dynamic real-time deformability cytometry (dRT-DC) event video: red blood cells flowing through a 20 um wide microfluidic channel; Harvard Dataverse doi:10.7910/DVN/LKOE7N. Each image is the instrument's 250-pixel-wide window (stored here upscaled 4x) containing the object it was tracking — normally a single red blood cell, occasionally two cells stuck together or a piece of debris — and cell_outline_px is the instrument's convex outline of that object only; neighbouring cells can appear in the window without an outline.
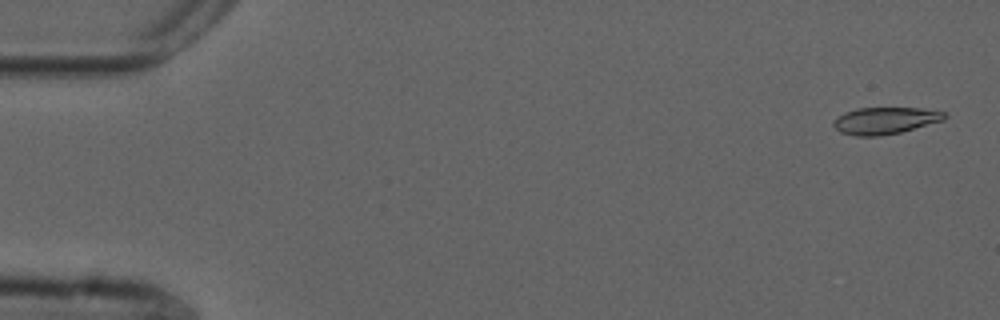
{"species": "common noctule bat (a hibernating species)", "species_latin": "Nyctalus noctula", "temperature_condition": "cold", "stored_images_in_passage": 25, "camera_frame_rate_fps": 3000, "um_per_image_px": 0.085, "animal": {"sex": "male", "forearm_length_mm": 52.5}, "frame": {"image": 1, "passage_image": 2, "time_ms": 0.333, "image_size_px": [1000, 320], "cell_outline_px": [[948, 116], [944, 120], [900, 132], [880, 136], [856, 136], [840, 132], [832, 124], [844, 112], [856, 108], [920, 108], [948, 112]], "centroid_in_image_um": [75.27, 10.24], "position_along_channel_um": 9.7, "area_um2": 17.34}}
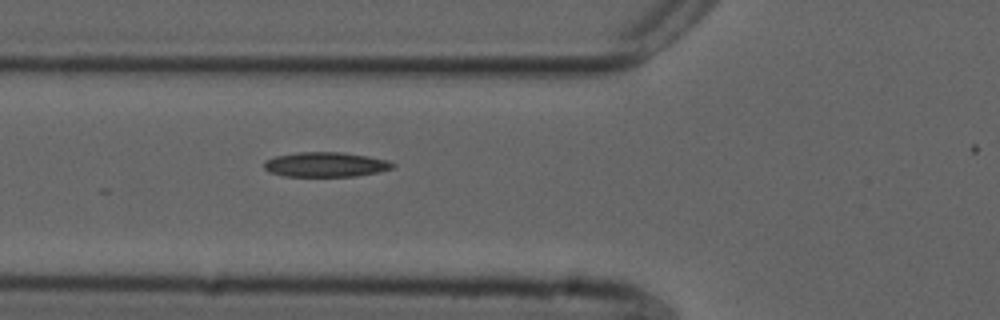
{"frame": {"image": 2, "passage_image": 20, "time_ms": 6.333, "image_size_px": [1000, 320], "cell_outline_px": [[396, 164], [392, 168], [380, 172], [356, 176], [284, 176], [268, 172], [264, 168], [264, 160], [276, 156], [296, 152], [340, 152], [368, 156], [388, 160]], "centroid_in_image_um": [27.67, 13.98], "position_along_channel_um": 98.1, "area_um2": 18.67}}
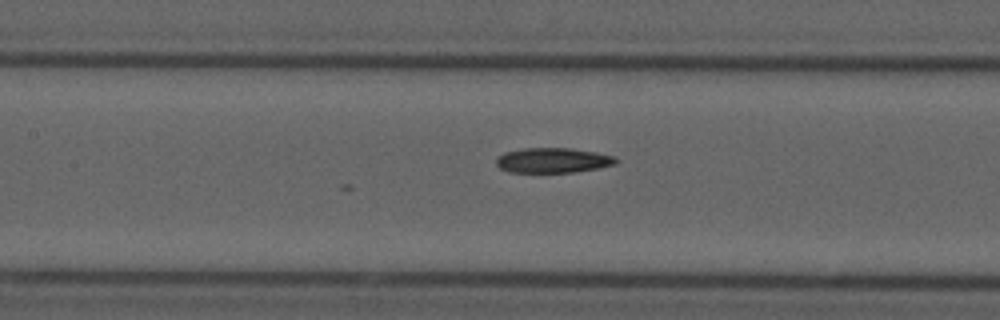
{"frame": {"image": 3, "passage_image": 25, "time_ms": 8.0, "image_size_px": [1000, 320], "cell_outline_px": [[620, 160], [616, 164], [596, 168], [572, 172], [508, 172], [500, 168], [496, 164], [496, 156], [504, 152], [524, 148], [568, 148], [596, 152], [616, 156]], "centroid_in_image_um": [46.99, 13.62], "position_along_channel_um": 160.4, "area_um2": 17.51}}